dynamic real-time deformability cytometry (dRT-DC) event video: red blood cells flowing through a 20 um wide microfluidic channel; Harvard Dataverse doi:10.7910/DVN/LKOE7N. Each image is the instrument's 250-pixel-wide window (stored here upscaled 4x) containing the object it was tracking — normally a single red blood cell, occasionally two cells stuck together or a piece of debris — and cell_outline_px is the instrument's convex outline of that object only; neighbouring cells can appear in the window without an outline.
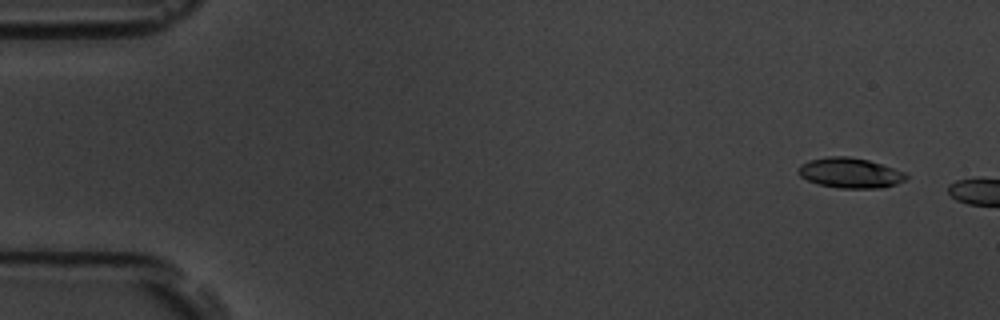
{"species": "common noctule bat (a hibernating species)", "species_latin": "Nyctalus noctula", "temperature_condition": "room temperature", "stored_images_in_passage": 2, "camera_frame_rate_fps": 3000, "um_per_image_px": 0.085, "animal": {"sex": "male", "body_mass_g": 19.5, "forearm_length_mm": 54.6}, "frame": {"image": 1, "passage_image": 1, "time_ms": 0.0, "image_size_px": [1000, 320], "cell_outline_px": [[908, 176], [904, 180], [896, 184], [880, 188], [840, 188], [820, 184], [808, 180], [800, 176], [800, 164], [808, 160], [828, 156], [848, 156], [868, 160], [904, 172]], "centroid_in_image_um": [72.25, 14.69], "position_along_channel_um": 12.7, "area_um2": 18.67}}